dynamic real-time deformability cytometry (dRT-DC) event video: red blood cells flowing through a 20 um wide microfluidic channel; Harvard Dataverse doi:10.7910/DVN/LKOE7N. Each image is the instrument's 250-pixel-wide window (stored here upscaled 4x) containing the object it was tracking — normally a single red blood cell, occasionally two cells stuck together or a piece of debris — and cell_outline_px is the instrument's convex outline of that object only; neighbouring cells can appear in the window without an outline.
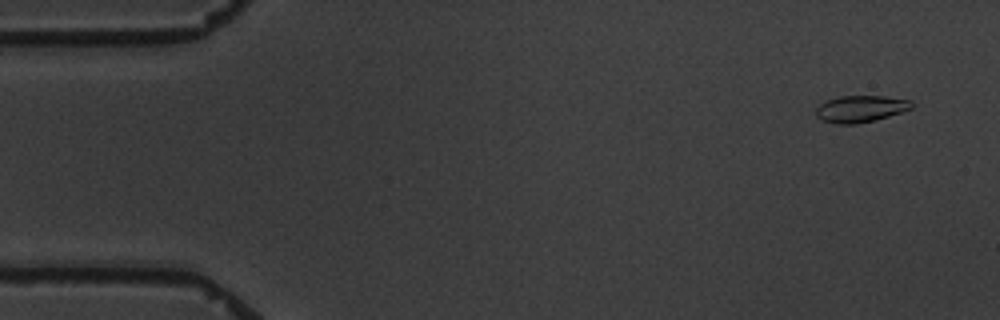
{"species": "common noctule bat (a hibernating species)", "species_latin": "Nyctalus noctula", "temperature_condition": "warm", "stored_images_in_passage": 6, "camera_frame_rate_fps": 3000, "um_per_image_px": 0.085, "animal": {"sex": "male", "body_mass_g": 19.5, "forearm_length_mm": 54.6}, "frame": {"image": 1, "passage_image": 1, "time_ms": 0.0, "image_size_px": [1000, 320], "cell_outline_px": [[912, 108], [876, 120], [856, 124], [836, 124], [820, 120], [816, 116], [816, 108], [824, 100], [840, 96], [884, 96], [912, 100]], "centroid_in_image_um": [73.11, 9.25], "position_along_channel_um": 11.9, "area_um2": 15.03}}
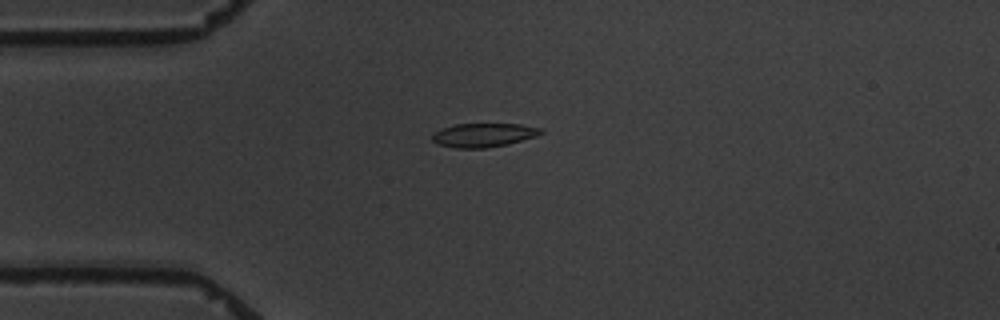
{"frame": {"image": 2, "passage_image": 4, "time_ms": 3.667, "image_size_px": [1000, 320], "cell_outline_px": [[544, 132], [536, 136], [508, 144], [484, 148], [456, 148], [436, 144], [432, 140], [432, 136], [440, 128], [456, 124], [520, 124], [540, 128]], "centroid_in_image_um": [41.08, 11.48], "position_along_channel_um": 43.9, "area_um2": 15.03}}
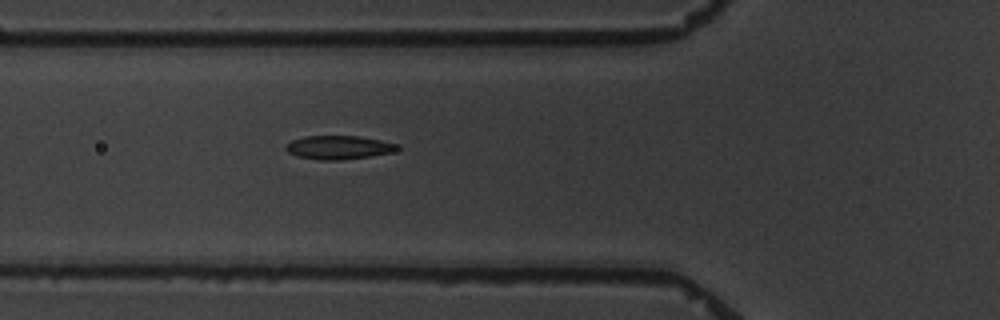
{"frame": {"image": 3, "passage_image": 6, "time_ms": 5.667, "image_size_px": [1000, 320], "cell_outline_px": [[400, 148], [392, 152], [368, 156], [340, 160], [320, 160], [296, 156], [288, 152], [284, 148], [284, 144], [292, 140], [304, 136], [356, 136], [380, 140], [396, 144]], "centroid_in_image_um": [28.71, 12.53], "position_along_channel_um": 97.1, "area_um2": 15.26}}